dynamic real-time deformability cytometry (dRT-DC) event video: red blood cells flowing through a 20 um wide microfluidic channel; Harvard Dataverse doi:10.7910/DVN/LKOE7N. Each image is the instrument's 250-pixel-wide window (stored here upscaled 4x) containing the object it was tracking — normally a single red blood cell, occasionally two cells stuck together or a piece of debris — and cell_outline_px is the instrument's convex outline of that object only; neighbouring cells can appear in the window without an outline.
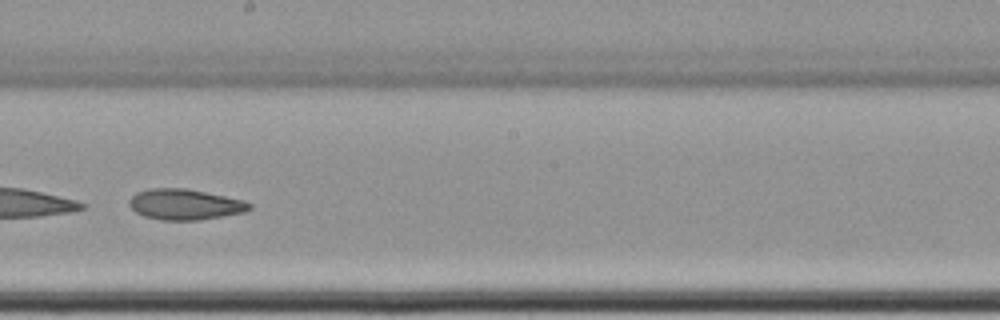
{"species": "common noctule bat (a hibernating species)", "species_latin": "Nyctalus noctula", "temperature_condition": "cold", "stored_images_in_passage": 47, "camera_frame_rate_fps": 3000, "um_per_image_px": 0.085, "animal": {"sex": "female", "body_mass_g": 22.7, "forearm_length_mm": 54.2}, "frame": {"image": 1, "passage_image": 27, "time_ms": 8.667, "image_size_px": [1000, 320], "cell_outline_px": [[252, 208], [244, 212], [200, 220], [160, 220], [144, 216], [136, 212], [128, 204], [128, 200], [136, 192], [152, 188], [184, 188], [244, 200], [252, 204]], "centroid_in_image_um": [15.7, 17.38], "position_along_channel_um": 232.5, "area_um2": 21.44}, "authors_computed_cell_mechanics": {"area_um2": 22.542, "velocity_mm_per_s": 3.483, "shape_relaxation_time_tau1_ms": 0.3022, "shape_relaxation_time_tau2_ms": 6.7842, "deformation_change_tau1": 0.2345, "deformation_change_tau2": 0.1262}}